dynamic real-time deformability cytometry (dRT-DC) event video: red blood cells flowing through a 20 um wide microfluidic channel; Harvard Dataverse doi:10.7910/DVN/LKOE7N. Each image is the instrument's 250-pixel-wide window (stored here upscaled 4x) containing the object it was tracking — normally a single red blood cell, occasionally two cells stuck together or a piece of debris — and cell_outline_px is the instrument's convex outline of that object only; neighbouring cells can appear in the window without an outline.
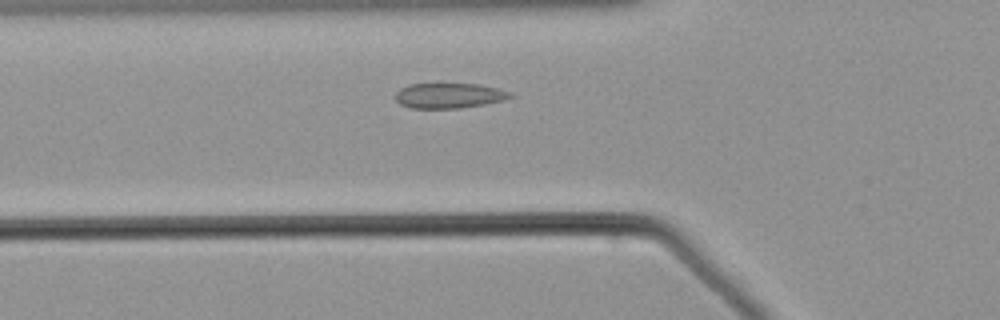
{"species": "common noctule bat (a hibernating species)", "species_latin": "Nyctalus noctula", "temperature_condition": "warm", "stored_images_in_passage": 40, "camera_frame_rate_fps": 3000, "um_per_image_px": 0.085, "animal": {"sex": "male", "body_mass_g": 21.5, "forearm_length_mm": 52.0}, "frame": {"image": 1, "passage_image": 5, "time_ms": 1.333, "image_size_px": [1000, 320], "cell_outline_px": [[516, 96], [504, 100], [484, 104], [460, 108], [412, 108], [400, 104], [396, 100], [396, 92], [400, 88], [408, 84], [480, 84], [500, 88], [512, 92]], "centroid_in_image_um": [38.23, 8.12], "position_along_channel_um": 87.6, "area_um2": 16.99}}
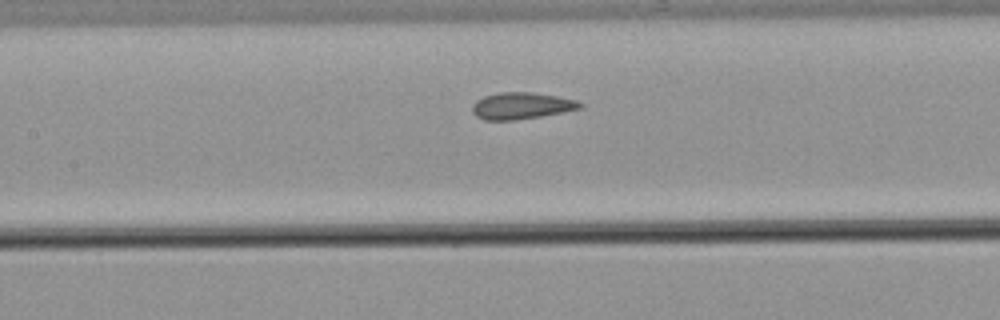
{"frame": {"image": 2, "passage_image": 11, "time_ms": 3.333, "image_size_px": [1000, 320], "cell_outline_px": [[584, 108], [564, 112], [516, 120], [484, 120], [476, 116], [472, 112], [472, 104], [476, 100], [484, 96], [500, 92], [532, 92], [556, 96], [576, 100], [584, 104]], "centroid_in_image_um": [44.33, 8.99], "position_along_channel_um": 163.1, "area_um2": 16.88}}
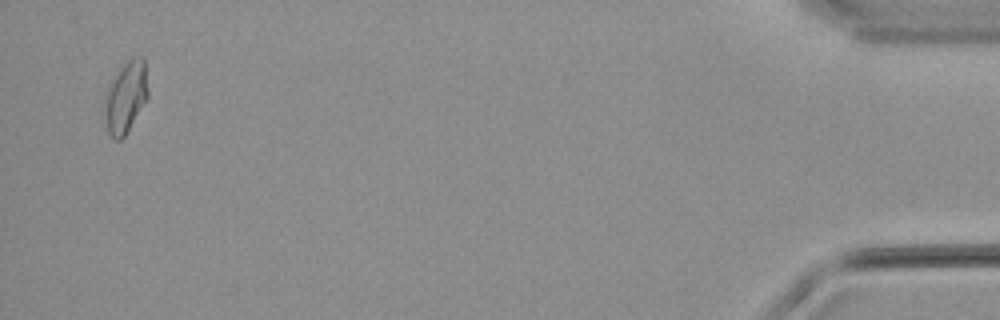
{"frame": {"image": 3, "passage_image": 39, "time_ms": 12.667, "image_size_px": [1000, 320], "cell_outline_px": [[148, 96], [124, 136], [120, 140], [116, 140], [108, 132], [104, 116], [104, 96], [112, 80], [120, 68], [132, 56], [144, 56], [148, 88]], "centroid_in_image_um": [10.68, 8.21], "position_along_channel_um": 424.5, "area_um2": 17.92}}